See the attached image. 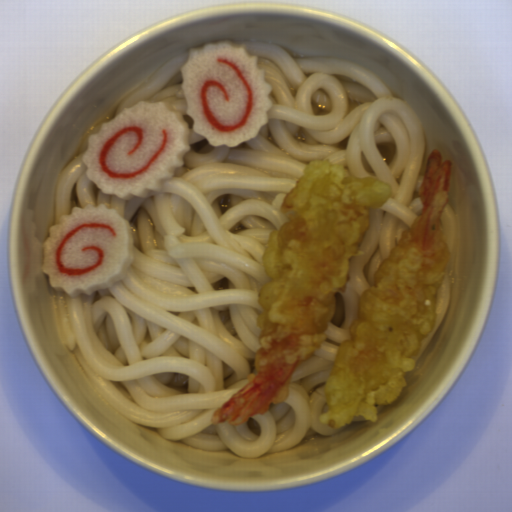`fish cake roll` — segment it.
Masks as SVG:
<instances>
[{"instance_id": "fish-cake-roll-2", "label": "fish cake roll", "mask_w": 512, "mask_h": 512, "mask_svg": "<svg viewBox=\"0 0 512 512\" xmlns=\"http://www.w3.org/2000/svg\"><path fill=\"white\" fill-rule=\"evenodd\" d=\"M180 71L192 129L209 145L236 148L267 124L273 87L245 47L228 40L190 47Z\"/></svg>"}, {"instance_id": "fish-cake-roll-1", "label": "fish cake roll", "mask_w": 512, "mask_h": 512, "mask_svg": "<svg viewBox=\"0 0 512 512\" xmlns=\"http://www.w3.org/2000/svg\"><path fill=\"white\" fill-rule=\"evenodd\" d=\"M191 131L164 102L137 101L88 136L82 157L87 178L121 200L158 193L184 165Z\"/></svg>"}, {"instance_id": "fish-cake-roll-3", "label": "fish cake roll", "mask_w": 512, "mask_h": 512, "mask_svg": "<svg viewBox=\"0 0 512 512\" xmlns=\"http://www.w3.org/2000/svg\"><path fill=\"white\" fill-rule=\"evenodd\" d=\"M43 256L50 286L70 298L112 288L134 262L130 223L104 203L73 206L49 227Z\"/></svg>"}]
</instances>
